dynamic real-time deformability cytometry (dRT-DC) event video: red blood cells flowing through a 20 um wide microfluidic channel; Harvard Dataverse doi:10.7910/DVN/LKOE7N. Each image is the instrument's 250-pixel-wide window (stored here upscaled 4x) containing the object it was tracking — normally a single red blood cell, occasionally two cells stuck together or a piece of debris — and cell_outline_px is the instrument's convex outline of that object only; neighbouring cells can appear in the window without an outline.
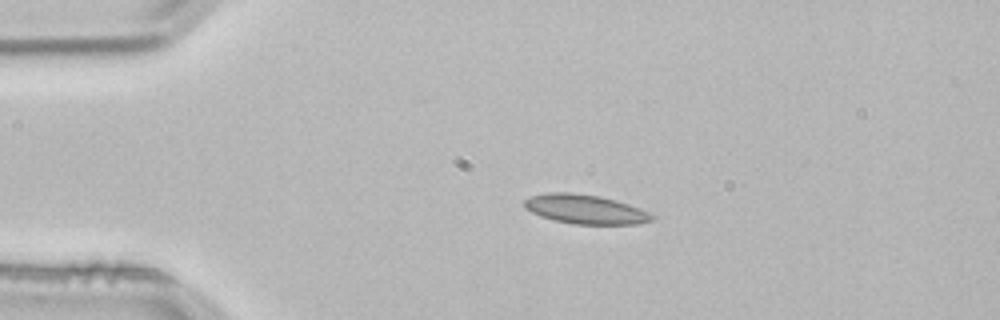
{"species": "common noctule bat (a hibernating species)", "species_latin": "Nyctalus noctula", "temperature_condition": "room temperature", "stored_images_in_passage": 2, "camera_frame_rate_fps": 3000, "um_per_image_px": 0.085, "animal": {"sex": "male", "body_mass_g": 21.5, "forearm_length_mm": 52.0}, "frame": {"image": 1, "passage_image": 1, "time_ms": 0.0, "image_size_px": [1000, 320], "cell_outline_px": [[656, 216], [652, 220], [636, 224], [576, 224], [556, 220], [540, 216], [524, 208], [524, 200], [532, 196], [544, 192], [568, 192], [600, 196], [616, 200], [640, 208]], "centroid_in_image_um": [49.74, 17.78], "position_along_channel_um": 35.3, "area_um2": 21.68}}